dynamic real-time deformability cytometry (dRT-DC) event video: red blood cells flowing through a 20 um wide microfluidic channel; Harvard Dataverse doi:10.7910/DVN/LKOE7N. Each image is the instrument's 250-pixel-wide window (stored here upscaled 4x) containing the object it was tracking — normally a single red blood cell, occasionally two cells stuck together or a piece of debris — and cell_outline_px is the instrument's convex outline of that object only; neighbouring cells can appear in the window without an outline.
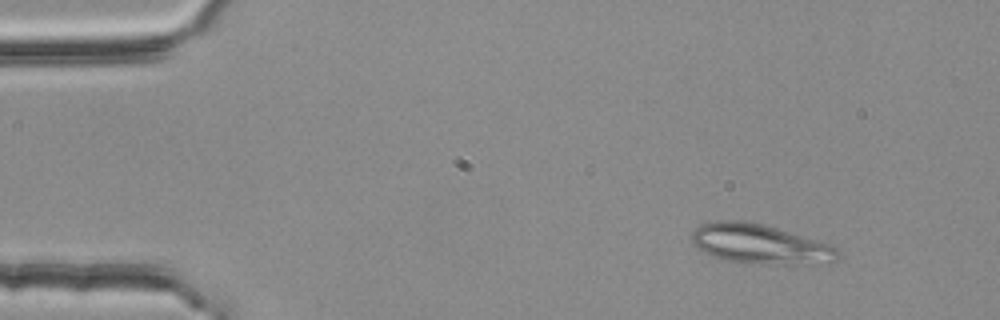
{"species": "common noctule bat (a hibernating species)", "species_latin": "Nyctalus noctula", "temperature_condition": "room temperature", "stored_images_in_passage": 4, "camera_frame_rate_fps": 3000, "um_per_image_px": 0.085, "animal": {"sex": "female", "body_mass_g": 25.1}, "frame": {"image": 1, "passage_image": 2, "time_ms": 0.333, "image_size_px": [1000, 320], "cell_outline_px": [[840, 256], [836, 260], [728, 260], [712, 256], [700, 248], [692, 240], [692, 232], [700, 224], [720, 220], [740, 220], [764, 224], [828, 244], [840, 248]], "centroid_in_image_um": [64.48, 20.63], "position_along_channel_um": 20.5, "area_um2": 31.04}}